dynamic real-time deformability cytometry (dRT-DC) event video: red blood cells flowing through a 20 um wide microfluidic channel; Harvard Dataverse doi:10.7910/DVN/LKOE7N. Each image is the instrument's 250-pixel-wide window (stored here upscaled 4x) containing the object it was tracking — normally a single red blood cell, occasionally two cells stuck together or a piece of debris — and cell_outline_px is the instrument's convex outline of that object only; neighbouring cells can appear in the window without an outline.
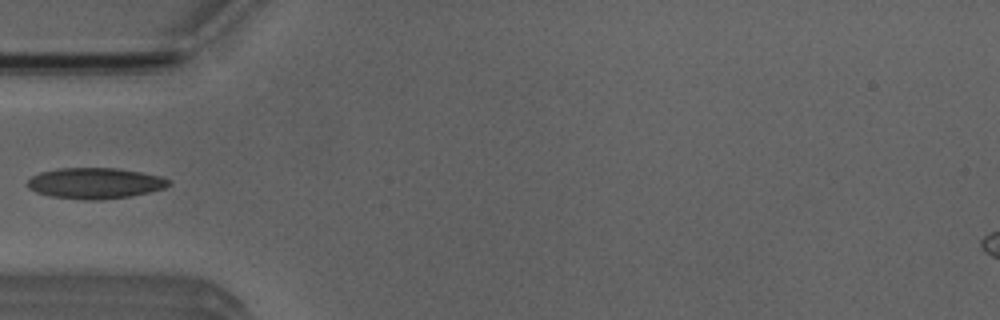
{"species": "Egyptian fruit bat (a non-hibernating species)", "species_latin": "Rousettus aegyptiacus", "temperature_condition": "room temperature", "stored_images_in_passage": 4, "camera_frame_rate_fps": 3000, "um_per_image_px": 0.085, "animal": {"sex": "male"}, "frame": {"image": 1, "passage_image": 4, "time_ms": 5.0, "image_size_px": [1000, 320], "cell_outline_px": [[172, 184], [164, 188], [132, 196], [100, 200], [88, 200], [52, 196], [36, 192], [28, 188], [28, 180], [32, 176], [40, 172], [60, 168], [116, 168], [140, 172], [160, 176], [172, 180]], "centroid_in_image_um": [8.11, 15.57], "position_along_channel_um": 76.9, "area_um2": 25.37}}